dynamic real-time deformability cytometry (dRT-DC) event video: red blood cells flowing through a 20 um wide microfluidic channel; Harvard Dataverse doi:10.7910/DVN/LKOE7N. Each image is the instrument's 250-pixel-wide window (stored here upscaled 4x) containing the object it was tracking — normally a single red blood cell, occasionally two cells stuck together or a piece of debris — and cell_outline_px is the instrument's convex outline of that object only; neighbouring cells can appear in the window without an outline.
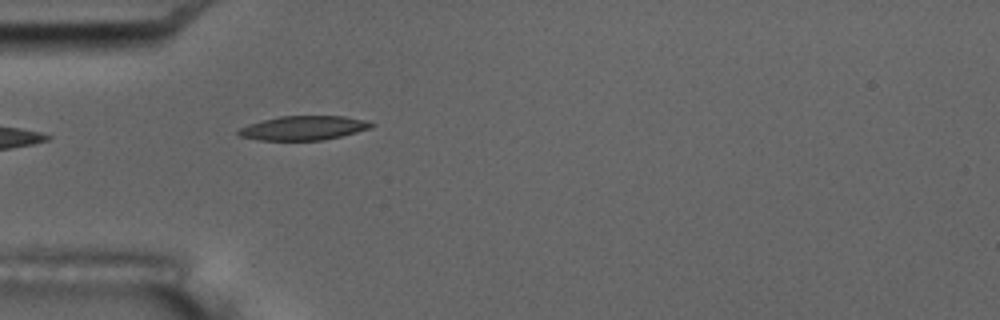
{"species": "common noctule bat (a hibernating species)", "species_latin": "Nyctalus noctula", "temperature_condition": "room temperature", "stored_images_in_passage": 5, "camera_frame_rate_fps": 3000, "um_per_image_px": 0.085, "animal": {"sex": "male", "body_mass_g": 17.5, "forearm_length_mm": 52.3}, "frame": {"image": 1, "passage_image": 5, "time_ms": 4.667, "image_size_px": [1000, 320], "cell_outline_px": [[376, 124], [372, 128], [340, 136], [320, 140], [260, 140], [240, 136], [236, 132], [240, 128], [248, 124], [280, 116], [344, 116], [364, 120]], "centroid_in_image_um": [25.8, 10.87], "position_along_channel_um": 59.2, "area_um2": 18.55}}